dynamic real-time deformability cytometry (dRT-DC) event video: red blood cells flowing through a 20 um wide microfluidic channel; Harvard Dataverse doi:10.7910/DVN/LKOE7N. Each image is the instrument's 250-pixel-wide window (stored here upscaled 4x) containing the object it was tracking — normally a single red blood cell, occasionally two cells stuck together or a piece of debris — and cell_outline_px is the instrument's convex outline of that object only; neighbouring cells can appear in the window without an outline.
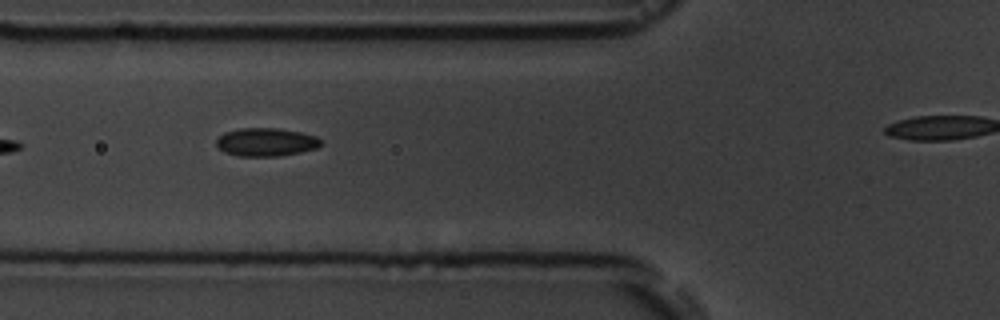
{"species": "common noctule bat (a hibernating species)", "species_latin": "Nyctalus noctula", "temperature_condition": "room temperature", "stored_images_in_passage": 9, "segment_of_instrument_passage": [1, 2], "camera_frame_rate_fps": 3000, "um_per_image_px": 0.085, "animal": {"sex": "male", "body_mass_g": 19.5, "forearm_length_mm": 54.6}, "frame": {"image": 1, "passage_image": 7, "time_ms": 6.667, "image_size_px": [1000, 320], "cell_outline_px": [[324, 144], [316, 148], [300, 152], [276, 156], [236, 156], [224, 152], [216, 148], [216, 140], [224, 132], [240, 128], [280, 128], [300, 132], [316, 136], [324, 140]], "centroid_in_image_um": [22.61, 12.07], "position_along_channel_um": 103.2, "area_um2": 17.46}}
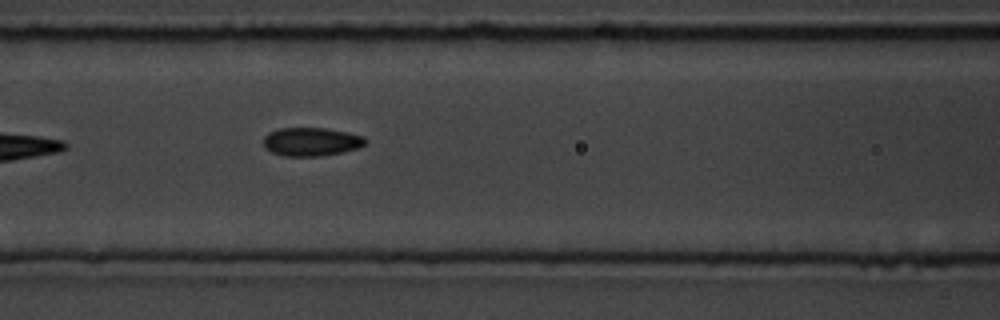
{"frame": {"image": 2, "passage_image": 8, "time_ms": 7.667, "image_size_px": [1000, 320], "cell_outline_px": [[368, 140], [360, 148], [324, 156], [284, 156], [272, 152], [264, 148], [264, 136], [268, 132], [280, 128], [324, 128], [348, 132], [364, 136]], "centroid_in_image_um": [26.47, 12.05], "position_along_channel_um": 140.1, "area_um2": 17.11}}